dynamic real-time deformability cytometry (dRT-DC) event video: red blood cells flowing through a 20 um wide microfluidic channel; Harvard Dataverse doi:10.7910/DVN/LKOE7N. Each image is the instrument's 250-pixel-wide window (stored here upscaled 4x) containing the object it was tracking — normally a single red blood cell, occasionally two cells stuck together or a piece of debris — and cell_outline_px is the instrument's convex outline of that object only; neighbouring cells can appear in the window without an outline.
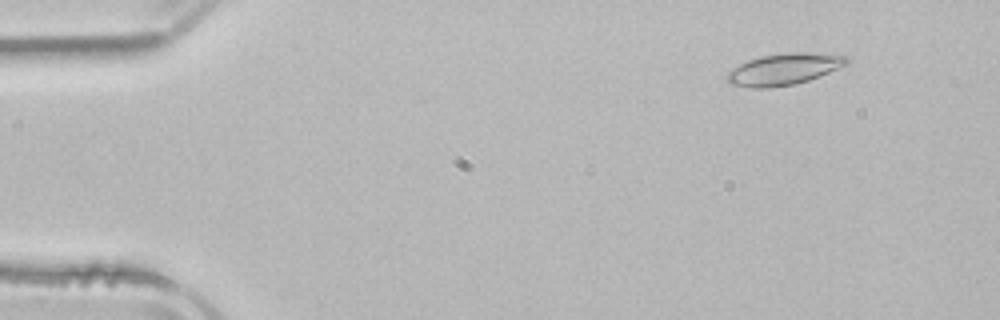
{"species": "common noctule bat (a hibernating species)", "species_latin": "Nyctalus noctula", "temperature_condition": "room temperature", "stored_images_in_passage": 4, "camera_frame_rate_fps": 3000, "um_per_image_px": 0.085, "animal": {"sex": "male", "body_mass_g": 21.5, "forearm_length_mm": 52.0}, "frame": {"image": 1, "passage_image": 1, "time_ms": 0.0, "image_size_px": [1000, 320], "cell_outline_px": [[848, 64], [808, 80], [796, 84], [768, 88], [752, 88], [728, 84], [724, 76], [728, 72], [740, 64], [748, 60], [760, 56], [792, 52], [808, 52], [848, 56]], "centroid_in_image_um": [66.59, 5.89], "position_along_channel_um": 18.4, "area_um2": 21.96}}
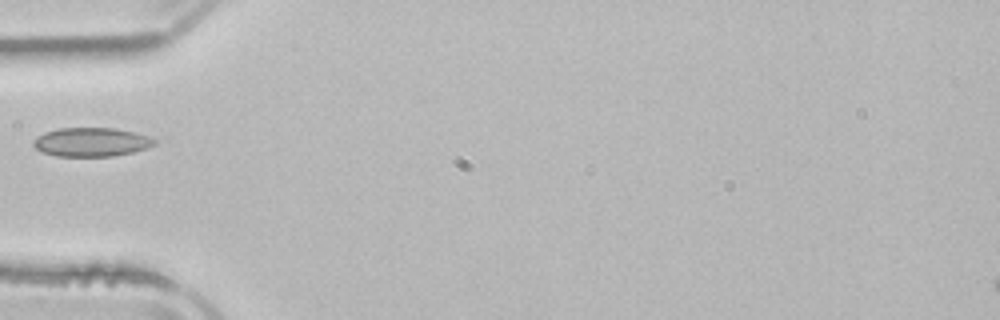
{"frame": {"image": 2, "passage_image": 4, "time_ms": 4.0, "image_size_px": [1000, 320], "cell_outline_px": [[160, 140], [156, 144], [132, 152], [112, 156], [56, 156], [44, 152], [36, 148], [32, 144], [32, 140], [36, 136], [44, 132], [56, 128], [116, 128], [136, 132]], "centroid_in_image_um": [7.76, 12.06], "position_along_channel_um": 77.2, "area_um2": 20.52}}